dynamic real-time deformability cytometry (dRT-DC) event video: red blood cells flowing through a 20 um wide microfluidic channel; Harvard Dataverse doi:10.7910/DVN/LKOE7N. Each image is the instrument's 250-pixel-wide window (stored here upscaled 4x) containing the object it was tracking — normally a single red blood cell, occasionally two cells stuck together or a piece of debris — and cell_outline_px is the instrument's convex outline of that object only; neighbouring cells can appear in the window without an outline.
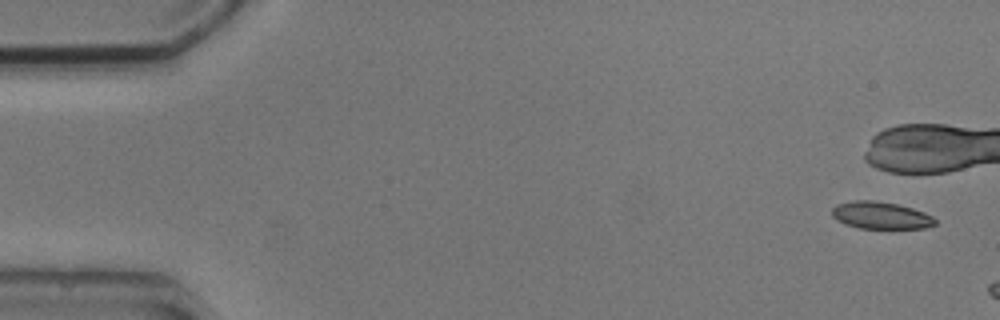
{"species": "common noctule bat (a hibernating species)", "species_latin": "Nyctalus noctula", "temperature_condition": "cold", "stored_images_in_passage": 5, "camera_frame_rate_fps": 3000, "um_per_image_px": 0.085, "animal": {"sex": "male", "body_mass_g": 20.5, "forearm_length_mm": 52.5}, "frame": {"image": 1, "passage_image": 1, "time_ms": 0.0, "image_size_px": [1000, 320], "cell_outline_px": [[936, 224], [924, 228], [860, 228], [844, 224], [832, 216], [832, 208], [836, 204], [852, 200], [876, 200], [896, 204], [912, 208], [924, 212], [932, 216], [936, 220]], "centroid_in_image_um": [74.84, 18.29], "position_along_channel_um": 10.2, "area_um2": 16.36}}